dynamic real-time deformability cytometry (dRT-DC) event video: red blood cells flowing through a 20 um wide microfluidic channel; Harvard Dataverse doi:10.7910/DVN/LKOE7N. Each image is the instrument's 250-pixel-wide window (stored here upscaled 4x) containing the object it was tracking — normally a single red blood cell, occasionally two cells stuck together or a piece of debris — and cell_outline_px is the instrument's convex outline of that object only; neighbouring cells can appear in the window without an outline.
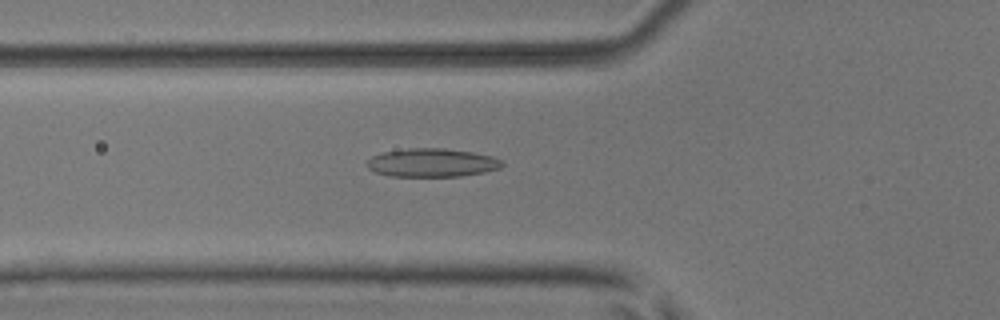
{"species": "common noctule bat (a hibernating species)", "species_latin": "Nyctalus noctula", "temperature_condition": "room temperature", "stored_images_in_passage": 47, "camera_frame_rate_fps": 3000, "um_per_image_px": 0.085, "animal": {"sex": "male", "body_mass_g": 17.9, "forearm_length_mm": 54.2}, "frame": {"image": 1, "passage_image": 14, "time_ms": 4.333, "image_size_px": [1000, 320], "cell_outline_px": [[504, 164], [500, 168], [484, 172], [460, 176], [388, 176], [376, 172], [368, 168], [364, 164], [372, 156], [384, 152], [408, 148], [444, 148], [472, 152], [492, 156], [504, 160]], "centroid_in_image_um": [36.72, 13.83], "position_along_channel_um": 89.1, "area_um2": 22.48}}
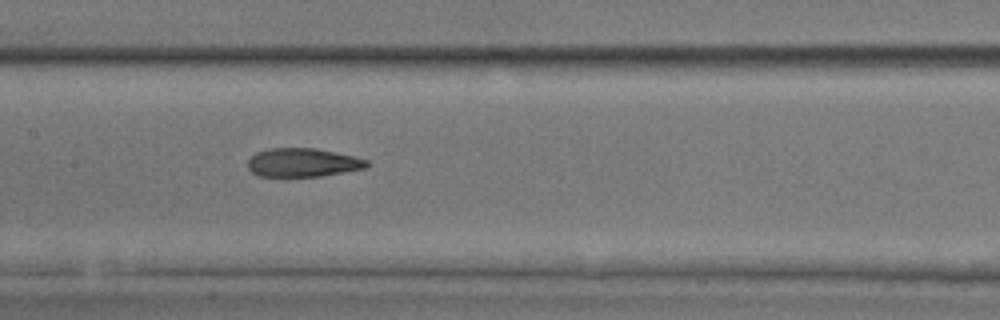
{"frame": {"image": 2, "passage_image": 21, "time_ms": 6.667, "image_size_px": [1000, 320], "cell_outline_px": [[368, 164], [364, 168], [320, 176], [260, 176], [252, 172], [248, 168], [248, 160], [256, 152], [272, 148], [316, 148], [352, 156], [368, 160]], "centroid_in_image_um": [25.7, 13.81], "position_along_channel_um": 181.7, "area_um2": 19.54}}
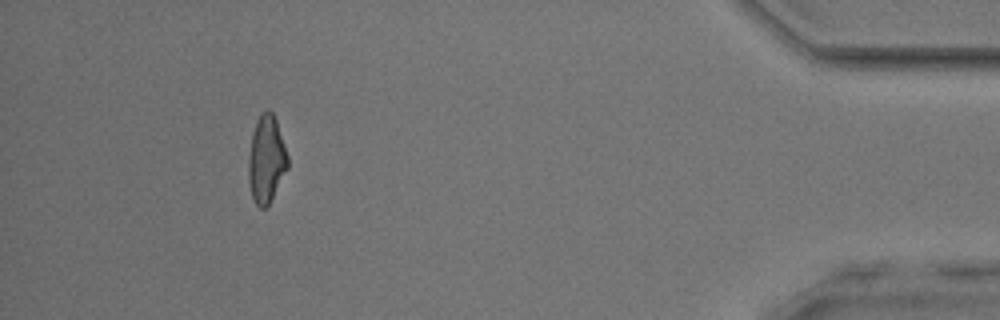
{"frame": {"image": 3, "passage_image": 43, "time_ms": 14.0, "image_size_px": [1000, 320], "cell_outline_px": [[288, 168], [268, 204], [264, 208], [260, 208], [256, 204], [252, 196], [248, 180], [248, 160], [252, 132], [256, 120], [260, 112], [268, 108], [272, 112], [276, 120], [288, 156]], "centroid_in_image_um": [22.62, 13.49], "position_along_channel_um": 412.6, "area_um2": 19.94}, "authors_computed_cell_mechanics": {"area_um2": 20.5768, "velocity_mm_per_s": 3.9541, "shape_relaxation_time_tau1_ms": 8.1074, "shape_relaxation_time_tau2_ms": 2.5285, "deformation_change_tau1": 0.1854, "deformation_change_tau2": 0.122}}